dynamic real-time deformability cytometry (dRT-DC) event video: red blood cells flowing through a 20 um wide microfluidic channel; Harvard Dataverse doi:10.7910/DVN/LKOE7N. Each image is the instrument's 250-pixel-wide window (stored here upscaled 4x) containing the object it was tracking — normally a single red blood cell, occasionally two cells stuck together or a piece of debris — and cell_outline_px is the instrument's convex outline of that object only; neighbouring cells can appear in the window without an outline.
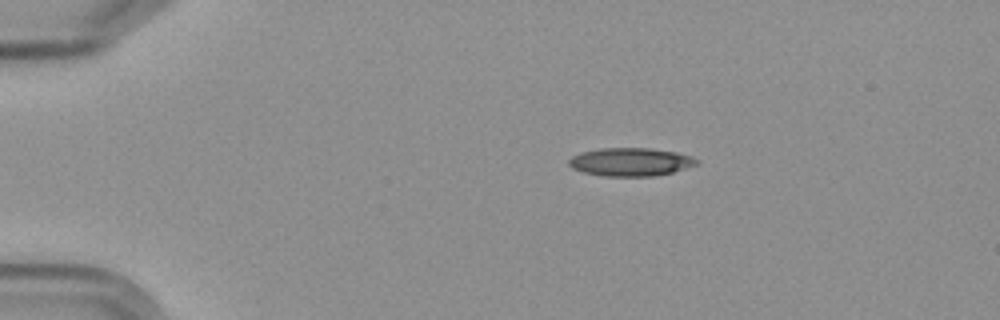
{"species": "Egyptian fruit bat (a non-hibernating species)", "species_latin": "Rousettus aegyptiacus", "temperature_condition": "cold", "stored_images_in_passage": 3, "camera_frame_rate_fps": 3000, "um_per_image_px": 0.085, "frame": {"image": 1, "passage_image": 3, "time_ms": 3.0, "image_size_px": [1000, 320], "cell_outline_px": [[700, 160], [696, 164], [672, 172], [652, 176], [604, 176], [584, 172], [572, 168], [568, 164], [568, 160], [572, 156], [584, 152], [600, 148], [648, 148], [676, 152], [692, 156]], "centroid_in_image_um": [53.59, 13.76], "position_along_channel_um": 31.4, "area_um2": 20.81}}